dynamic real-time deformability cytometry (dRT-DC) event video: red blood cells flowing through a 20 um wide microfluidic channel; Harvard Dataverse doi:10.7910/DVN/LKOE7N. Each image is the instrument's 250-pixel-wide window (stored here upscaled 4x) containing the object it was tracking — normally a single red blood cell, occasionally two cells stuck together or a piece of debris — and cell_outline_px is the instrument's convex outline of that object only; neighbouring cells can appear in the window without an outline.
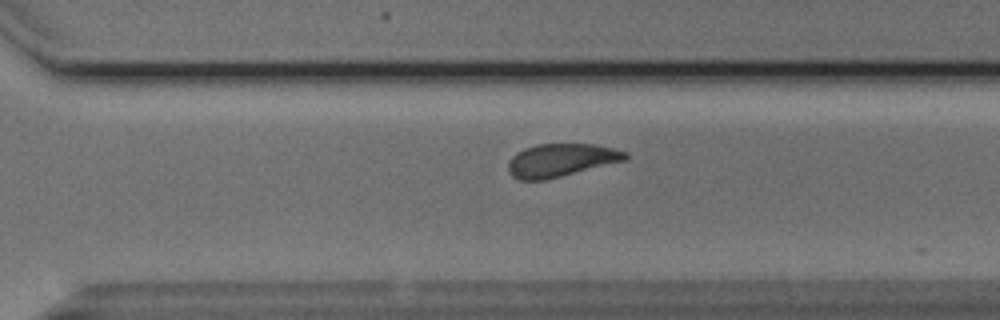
{"species": "Egyptian fruit bat (a non-hibernating species)", "species_latin": "Rousettus aegyptiacus", "temperature_condition": "cold", "stored_images_in_passage": 12, "camera_frame_rate_fps": 3000, "um_per_image_px": 0.085, "animal": {"sex": "male"}, "frame": {"image": 1, "passage_image": 12, "time_ms": 3.667, "image_size_px": [1000, 320], "cell_outline_px": [[628, 160], [544, 180], [520, 180], [512, 176], [508, 172], [508, 160], [516, 152], [524, 148], [536, 144], [596, 144], [628, 152]], "centroid_in_image_um": [47.68, 13.61], "position_along_channel_um": 322.9, "area_um2": 22.72}}